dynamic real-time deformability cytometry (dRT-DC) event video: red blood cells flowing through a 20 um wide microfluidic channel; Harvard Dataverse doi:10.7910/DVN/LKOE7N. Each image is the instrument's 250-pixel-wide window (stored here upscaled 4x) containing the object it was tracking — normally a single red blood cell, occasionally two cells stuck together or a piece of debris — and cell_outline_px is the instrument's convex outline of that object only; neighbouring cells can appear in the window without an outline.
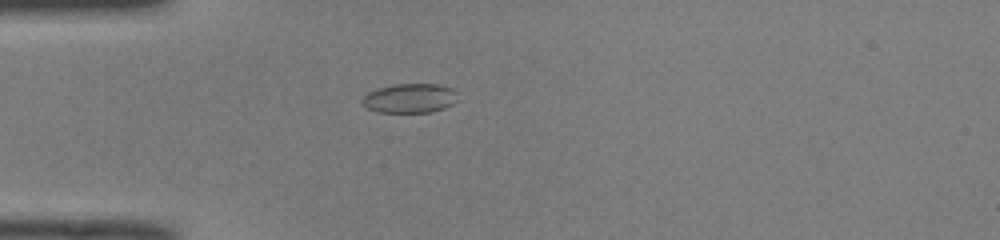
{"species": "common noctule bat (a hibernating species)", "species_latin": "Nyctalus noctula", "temperature_condition": "room temperature", "stored_images_in_passage": 39, "camera_frame_rate_fps": 3000, "um_per_image_px": 0.085, "animal": {"sex": "male", "body_mass_g": 19.0, "forearm_length_mm": 50.8}, "frame": {"image": 1, "passage_image": 3, "time_ms": 0.667, "image_size_px": [1000, 240], "cell_outline_px": [[456, 100], [452, 104], [444, 108], [432, 112], [376, 112], [360, 104], [360, 100], [368, 92], [376, 88], [392, 84], [440, 84], [452, 88], [456, 92]], "centroid_in_image_um": [34.79, 8.34], "position_along_channel_um": 50.2, "area_um2": 16.53}}
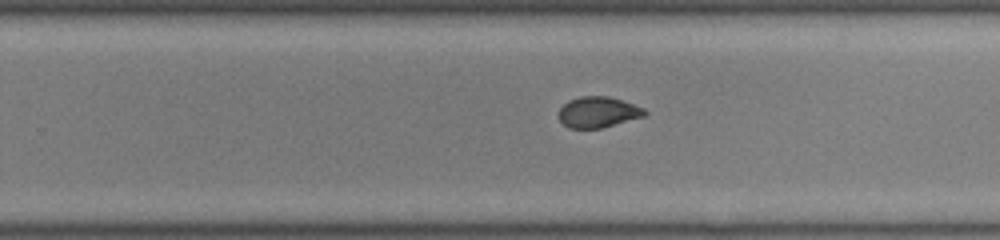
{"frame": {"image": 2, "passage_image": 21, "time_ms": 6.667, "image_size_px": [1000, 240], "cell_outline_px": [[648, 112], [644, 116], [600, 128], [568, 128], [560, 120], [560, 108], [568, 100], [580, 96], [608, 96], [644, 108]], "centroid_in_image_um": [50.82, 9.52], "position_along_channel_um": 279.0, "area_um2": 15.2}}
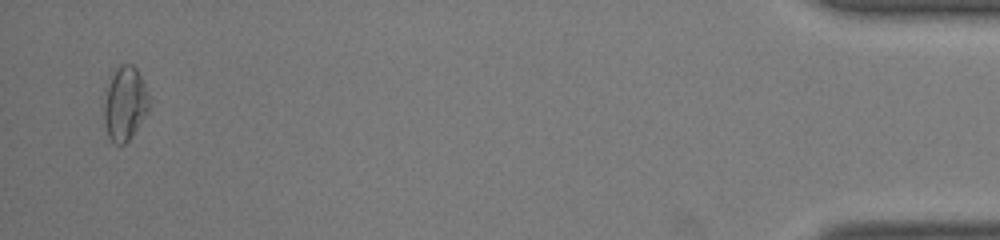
{"frame": {"image": 3, "passage_image": 38, "time_ms": 12.333, "image_size_px": [1000, 240], "cell_outline_px": [[148, 108], [136, 128], [128, 140], [124, 144], [116, 144], [108, 136], [104, 124], [104, 104], [108, 88], [112, 76], [116, 68], [120, 64], [132, 64], [136, 68], [148, 92]], "centroid_in_image_um": [10.6, 8.79], "position_along_channel_um": 424.6, "area_um2": 18.73}, "authors_computed_cell_mechanics": {"area_um2": 16.3574, "velocity_mm_per_s": 4.0275, "shape_relaxation_time_tau1_ms": null, "shape_relaxation_time_tau2_ms": 1.7201, "deformation_change_tau1": null, "deformation_change_tau2": 0.0494}}